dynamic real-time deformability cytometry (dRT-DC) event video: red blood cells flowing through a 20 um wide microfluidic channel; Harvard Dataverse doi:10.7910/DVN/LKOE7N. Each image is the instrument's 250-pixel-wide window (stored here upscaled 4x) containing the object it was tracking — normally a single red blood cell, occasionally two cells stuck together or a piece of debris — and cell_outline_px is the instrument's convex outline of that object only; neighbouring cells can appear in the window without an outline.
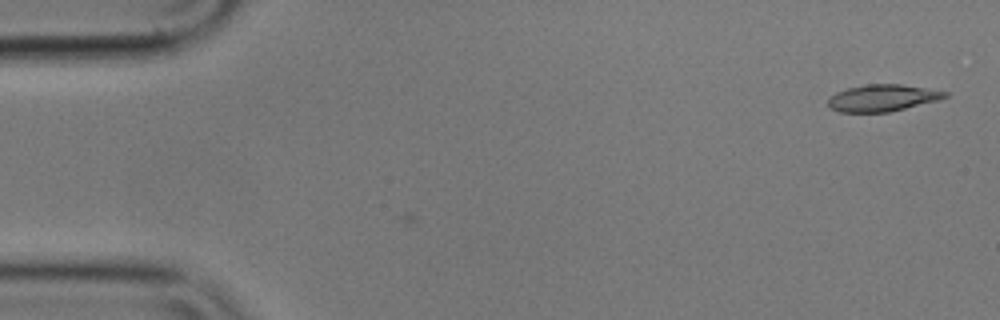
{"species": "common noctule bat (a hibernating species)", "species_latin": "Nyctalus noctula", "temperature_condition": "cold", "stored_images_in_passage": 4, "camera_frame_rate_fps": 3000, "um_per_image_px": 0.085, "animal": {"sex": "male", "body_mass_g": 17.9}, "frame": {"image": 1, "passage_image": 4, "time_ms": 1.0, "image_size_px": [1000, 320], "cell_outline_px": [[948, 96], [936, 100], [888, 112], [840, 112], [832, 108], [828, 104], [828, 100], [836, 92], [848, 88], [868, 84], [900, 84], [948, 92]], "centroid_in_image_um": [74.98, 8.32], "position_along_channel_um": 10.0, "area_um2": 17.8}}